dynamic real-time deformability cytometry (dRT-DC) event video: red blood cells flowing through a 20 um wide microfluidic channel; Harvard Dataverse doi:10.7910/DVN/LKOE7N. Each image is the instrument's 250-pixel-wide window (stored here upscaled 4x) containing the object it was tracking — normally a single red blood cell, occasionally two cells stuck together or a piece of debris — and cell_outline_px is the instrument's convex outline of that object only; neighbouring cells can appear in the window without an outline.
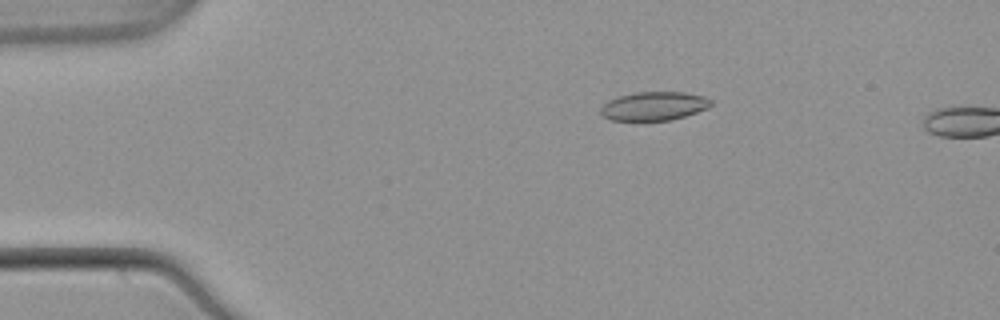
{"species": "common noctule bat (a hibernating species)", "species_latin": "Nyctalus noctula", "temperature_condition": "warm", "stored_images_in_passage": 12, "camera_frame_rate_fps": 3000, "um_per_image_px": 0.085, "animal": {"sex": "male", "body_mass_g": 21.5, "forearm_length_mm": 52.0}, "frame": {"image": 1, "passage_image": 10, "time_ms": 3.0, "image_size_px": [1000, 320], "cell_outline_px": [[712, 104], [708, 108], [672, 120], [612, 120], [604, 116], [600, 112], [600, 108], [608, 100], [620, 96], [636, 92], [684, 92], [704, 96], [712, 100]], "centroid_in_image_um": [55.6, 9.01], "position_along_channel_um": 29.4, "area_um2": 18.32}}